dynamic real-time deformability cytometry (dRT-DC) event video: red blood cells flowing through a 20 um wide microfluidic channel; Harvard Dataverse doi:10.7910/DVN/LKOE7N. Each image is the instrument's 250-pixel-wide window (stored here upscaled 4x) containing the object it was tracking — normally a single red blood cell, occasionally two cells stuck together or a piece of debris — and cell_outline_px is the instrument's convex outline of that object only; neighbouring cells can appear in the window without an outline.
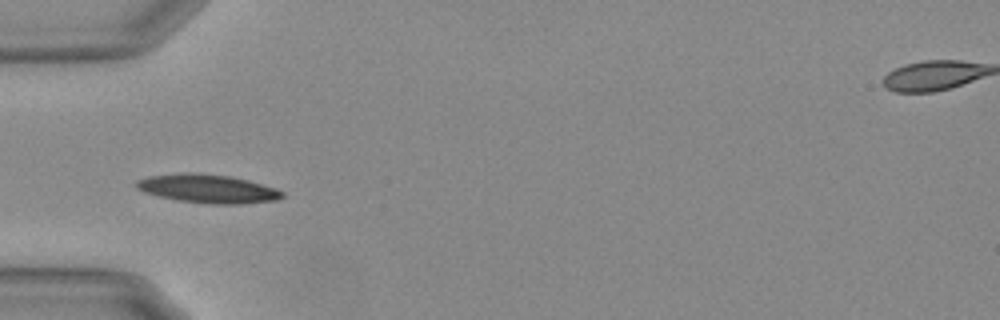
{"species": "Egyptian fruit bat (a non-hibernating species)", "species_latin": "Rousettus aegyptiacus", "temperature_condition": "warm", "stored_images_in_passage": 10, "camera_frame_rate_fps": 3000, "um_per_image_px": 0.085, "animal": {"sex": "female"}, "frame": {"image": 1, "passage_image": 4, "time_ms": 1.0, "image_size_px": [1000, 320], "cell_outline_px": [[284, 196], [276, 200], [240, 204], [208, 204], [180, 200], [160, 196], [144, 192], [136, 188], [136, 180], [148, 176], [184, 172], [192, 172], [228, 176], [248, 180], [276, 188], [284, 192]], "centroid_in_image_um": [17.66, 16.03], "position_along_channel_um": 67.3, "area_um2": 24.22}}